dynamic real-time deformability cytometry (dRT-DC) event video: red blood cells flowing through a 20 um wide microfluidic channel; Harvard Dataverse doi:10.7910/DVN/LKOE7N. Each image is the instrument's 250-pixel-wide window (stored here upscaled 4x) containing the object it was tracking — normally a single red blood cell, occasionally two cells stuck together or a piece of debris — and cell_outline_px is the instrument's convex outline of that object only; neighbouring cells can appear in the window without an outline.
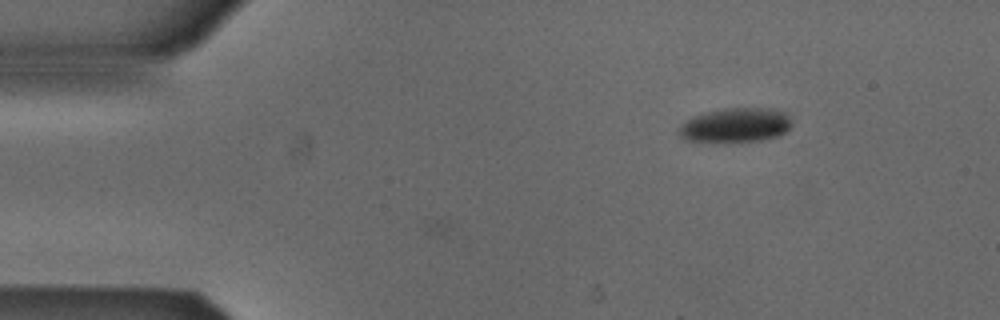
{"species": "Egyptian fruit bat (a non-hibernating species)", "species_latin": "Rousettus aegyptiacus", "temperature_condition": "cold", "stored_images_in_passage": 2, "camera_frame_rate_fps": 3000, "um_per_image_px": 0.085, "animal": {"sex": "male"}, "frame": {"image": 1, "passage_image": 2, "time_ms": 0.333, "image_size_px": [1000, 320], "cell_outline_px": [[792, 124], [780, 136], [760, 140], [716, 144], [684, 140], [676, 132], [676, 128], [680, 124], [692, 116], [704, 112], [724, 108], [772, 108], [788, 112]], "centroid_in_image_um": [62.45, 10.66], "position_along_channel_um": 22.5, "area_um2": 23.64}}